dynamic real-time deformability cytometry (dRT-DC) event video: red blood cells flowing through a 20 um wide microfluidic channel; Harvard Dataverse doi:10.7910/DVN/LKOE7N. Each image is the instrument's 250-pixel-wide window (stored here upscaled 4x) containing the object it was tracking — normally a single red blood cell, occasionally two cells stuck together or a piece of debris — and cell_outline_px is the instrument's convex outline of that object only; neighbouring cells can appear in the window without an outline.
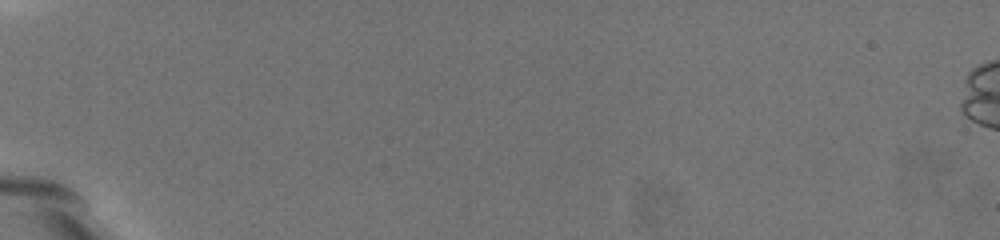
{"species": "common noctule bat (a hibernating species)", "species_latin": "Nyctalus noctula", "temperature_condition": "warm", "stored_images_in_passage": 4, "camera_frame_rate_fps": 3000, "um_per_image_px": 0.085, "animal": {"sex": "female", "body_mass_g": 19.5, "forearm_length_mm": 54.1}, "frame": {"image": 1, "passage_image": 1, "time_ms": 0.0, "image_size_px": [1000, 240], "cell_outline_px": [[172, 112], [164, 120], [156, 120], [148, 116], [136, 104], [124, 88], [100, 52], [108, 48], [112, 48], [124, 52], [148, 72]], "centroid_in_image_um": [11.69, 7.14], "position_along_channel_um": 73.3, "area_um2": 15.14}}